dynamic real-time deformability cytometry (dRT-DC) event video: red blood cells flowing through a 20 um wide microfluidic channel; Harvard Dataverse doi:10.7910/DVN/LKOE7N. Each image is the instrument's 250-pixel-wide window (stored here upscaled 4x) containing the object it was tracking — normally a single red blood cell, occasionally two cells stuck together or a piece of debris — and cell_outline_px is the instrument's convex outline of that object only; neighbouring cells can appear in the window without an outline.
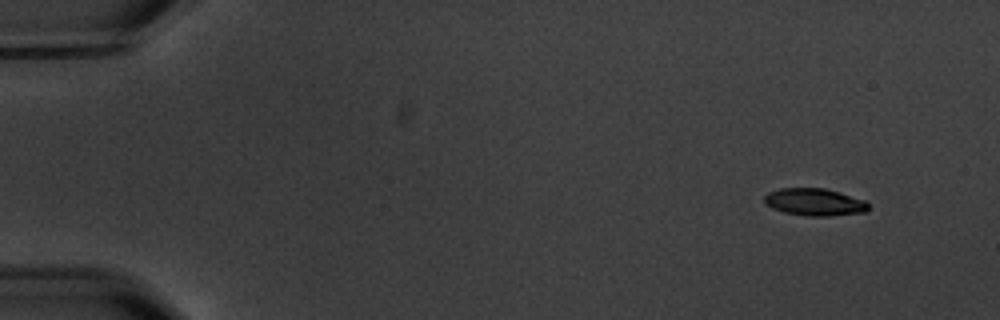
{"species": "common noctule bat (a hibernating species)", "species_latin": "Nyctalus noctula", "temperature_condition": "warm", "stored_images_in_passage": 6, "camera_frame_rate_fps": 3000, "um_per_image_px": 0.085, "animal": {"sex": "male", "body_mass_g": 20.1, "forearm_length_mm": 53.5}, "frame": {"image": 1, "passage_image": 2, "time_ms": 1.0, "image_size_px": [1000, 320], "cell_outline_px": [[868, 208], [864, 212], [828, 216], [808, 216], [784, 212], [772, 208], [764, 204], [764, 196], [768, 192], [780, 188], [824, 188], [840, 192], [868, 200]], "centroid_in_image_um": [69.24, 17.16], "position_along_channel_um": 15.8, "area_um2": 16.7}}
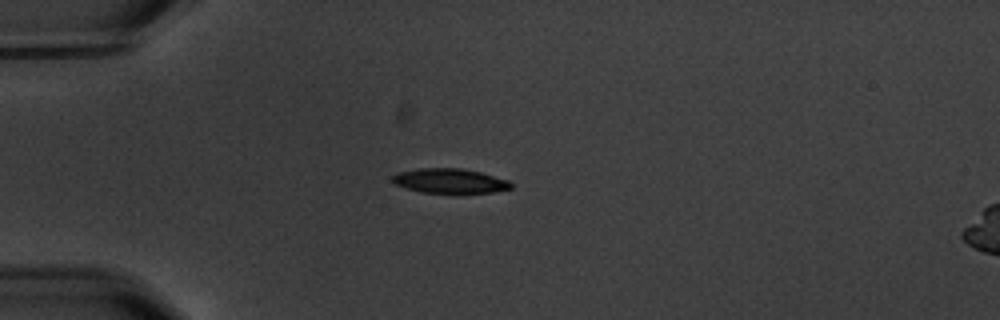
{"frame": {"image": 2, "passage_image": 5, "time_ms": 4.667, "image_size_px": [1000, 320], "cell_outline_px": [[512, 188], [492, 192], [420, 192], [396, 184], [392, 180], [392, 176], [396, 172], [420, 168], [460, 168], [480, 172], [508, 180], [512, 184]], "centroid_in_image_um": [38.22, 15.36], "position_along_channel_um": 46.8, "area_um2": 16.7}}